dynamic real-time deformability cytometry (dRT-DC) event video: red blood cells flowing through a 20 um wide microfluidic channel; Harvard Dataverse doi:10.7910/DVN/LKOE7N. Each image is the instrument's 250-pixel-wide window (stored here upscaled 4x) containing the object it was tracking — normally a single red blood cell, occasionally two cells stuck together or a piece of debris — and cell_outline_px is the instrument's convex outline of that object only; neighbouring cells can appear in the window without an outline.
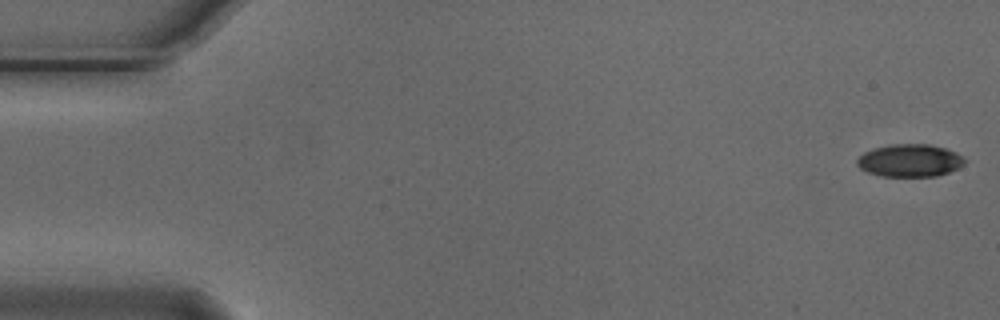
{"species": "Egyptian fruit bat (a non-hibernating species)", "species_latin": "Rousettus aegyptiacus", "temperature_condition": "cold", "stored_images_in_passage": 5, "camera_frame_rate_fps": 3000, "um_per_image_px": 0.085, "animal": {"sex": "male"}, "frame": {"image": 1, "passage_image": 1, "time_ms": 0.0, "image_size_px": [1000, 320], "cell_outline_px": [[964, 164], [948, 172], [936, 176], [880, 176], [868, 172], [860, 168], [856, 164], [856, 160], [864, 152], [876, 148], [892, 144], [928, 144], [944, 148], [956, 152], [964, 156]], "centroid_in_image_um": [77.32, 13.64], "position_along_channel_um": 7.7, "area_um2": 20.29}}
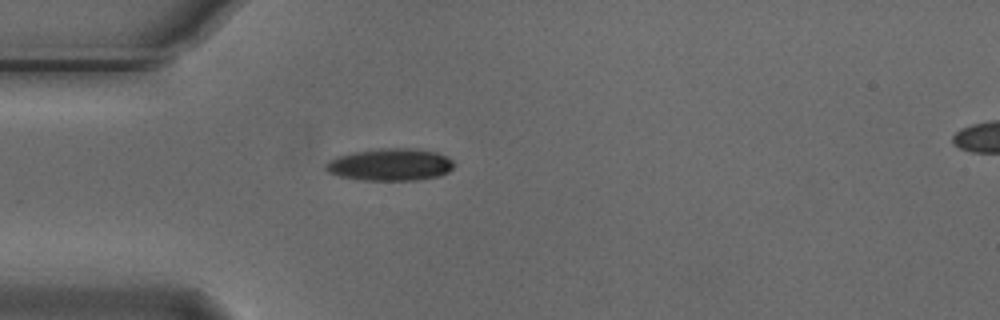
{"frame": {"image": 2, "passage_image": 5, "time_ms": 1.333, "image_size_px": [1000, 320], "cell_outline_px": [[456, 164], [448, 172], [440, 176], [416, 180], [364, 180], [340, 176], [328, 172], [324, 168], [324, 164], [328, 160], [336, 156], [352, 152], [376, 148], [416, 148], [436, 152], [448, 156]], "centroid_in_image_um": [33.17, 13.98], "position_along_channel_um": 51.8, "area_um2": 24.45}}